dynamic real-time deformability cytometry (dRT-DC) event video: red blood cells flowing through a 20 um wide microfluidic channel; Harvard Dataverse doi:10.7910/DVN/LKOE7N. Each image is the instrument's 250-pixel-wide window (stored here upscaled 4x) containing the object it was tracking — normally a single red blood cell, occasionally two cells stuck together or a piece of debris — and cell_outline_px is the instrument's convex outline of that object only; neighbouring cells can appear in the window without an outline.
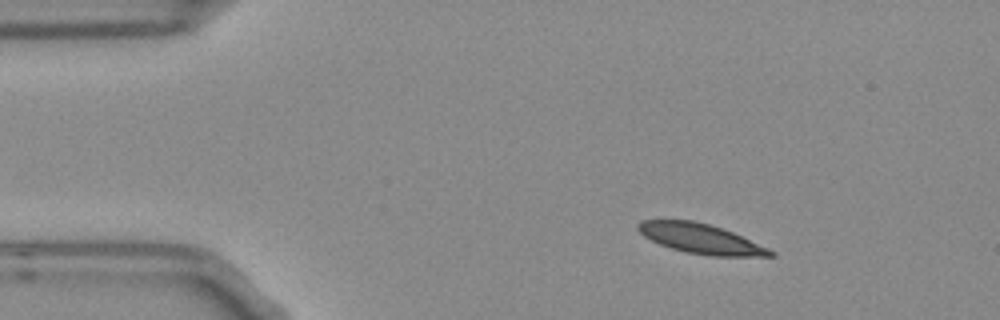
{"species": "Egyptian fruit bat (a non-hibernating species)", "species_latin": "Rousettus aegyptiacus", "temperature_condition": "room temperature", "stored_images_in_passage": 4, "camera_frame_rate_fps": 3000, "um_per_image_px": 0.085, "frame": {"image": 1, "passage_image": 2, "time_ms": 0.333, "image_size_px": [1000, 320], "cell_outline_px": [[776, 256], [708, 256], [684, 252], [660, 244], [644, 236], [636, 228], [636, 224], [640, 220], [692, 220], [708, 224], [732, 232], [768, 248], [776, 252]], "centroid_in_image_um": [59.54, 20.29], "position_along_channel_um": 25.5, "area_um2": 22.83}}
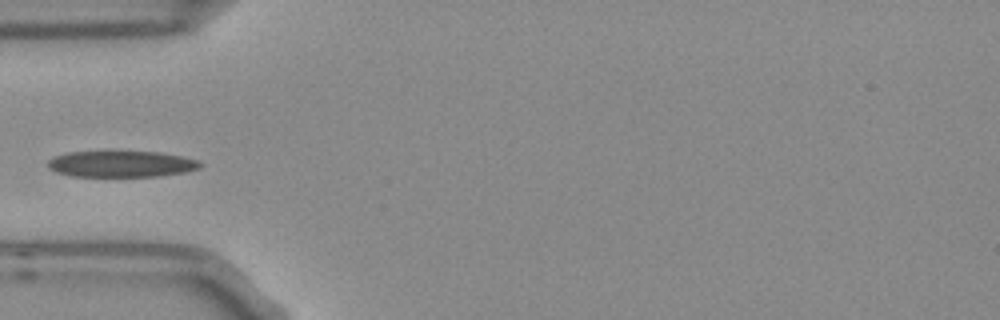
{"frame": {"image": 2, "passage_image": 4, "time_ms": 1.0, "image_size_px": [1000, 320], "cell_outline_px": [[204, 164], [200, 168], [184, 172], [160, 176], [72, 176], [56, 172], [48, 164], [48, 160], [56, 156], [68, 152], [160, 152], [200, 160]], "centroid_in_image_um": [10.37, 13.94], "position_along_channel_um": 74.6, "area_um2": 23.06}}